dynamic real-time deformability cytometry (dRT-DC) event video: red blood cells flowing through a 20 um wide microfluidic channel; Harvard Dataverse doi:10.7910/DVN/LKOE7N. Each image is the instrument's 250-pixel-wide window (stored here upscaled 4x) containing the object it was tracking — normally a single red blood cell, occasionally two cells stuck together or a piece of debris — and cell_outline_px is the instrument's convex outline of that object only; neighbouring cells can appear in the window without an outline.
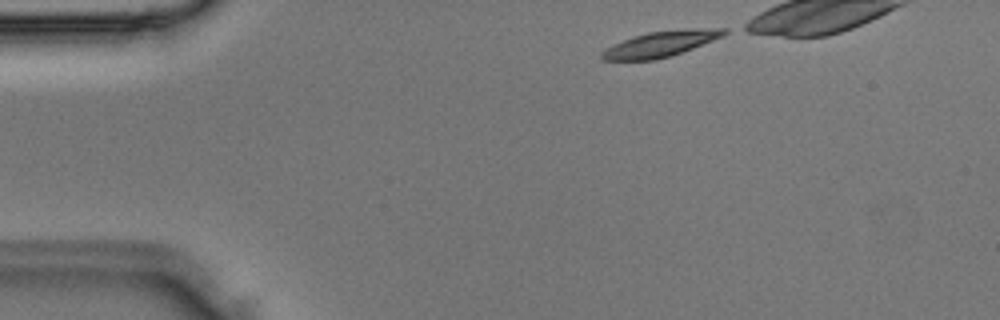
{"species": "Egyptian fruit bat (a non-hibernating species)", "species_latin": "Rousettus aegyptiacus", "temperature_condition": "room temperature", "stored_images_in_passage": 3, "camera_frame_rate_fps": 3000, "um_per_image_px": 0.085, "animal": {"sex": "male"}, "frame": {"image": 1, "passage_image": 1, "time_ms": 0.0, "image_size_px": [1000, 320], "cell_outline_px": [[728, 32], [712, 40], [672, 56], [656, 60], [604, 60], [600, 56], [600, 52], [624, 40], [648, 32], [696, 28], [728, 28]], "centroid_in_image_um": [56.16, 3.74], "position_along_channel_um": 28.8, "area_um2": 17.86}}